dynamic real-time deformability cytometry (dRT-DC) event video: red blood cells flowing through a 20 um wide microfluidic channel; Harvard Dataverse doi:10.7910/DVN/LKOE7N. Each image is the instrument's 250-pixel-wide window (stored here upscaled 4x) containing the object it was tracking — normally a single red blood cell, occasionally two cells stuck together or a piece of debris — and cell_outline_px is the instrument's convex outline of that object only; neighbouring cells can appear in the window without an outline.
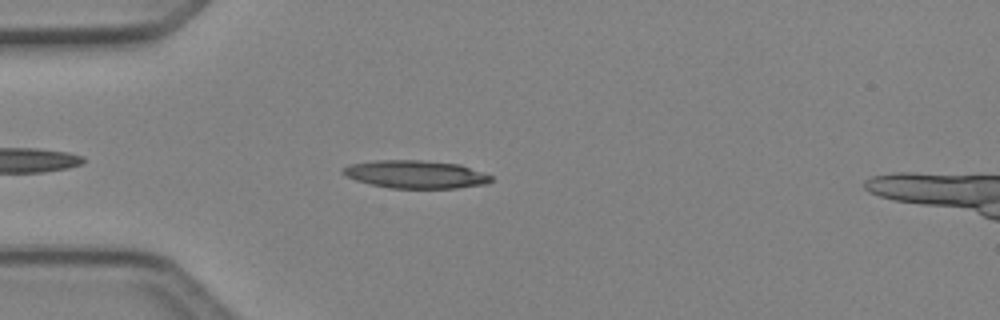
{"species": "Egyptian fruit bat (a non-hibernating species)", "species_latin": "Rousettus aegyptiacus", "temperature_condition": "cold", "stored_images_in_passage": 4, "camera_frame_rate_fps": 3000, "um_per_image_px": 0.085, "animal": {"sex": "female"}, "frame": {"image": 1, "passage_image": 4, "time_ms": 1.0, "image_size_px": [1000, 320], "cell_outline_px": [[492, 180], [488, 184], [456, 188], [388, 188], [356, 180], [340, 172], [340, 168], [348, 164], [372, 160], [420, 160], [460, 164], [484, 172], [492, 176]], "centroid_in_image_um": [35.32, 14.81], "position_along_channel_um": 49.7, "area_um2": 24.33}}